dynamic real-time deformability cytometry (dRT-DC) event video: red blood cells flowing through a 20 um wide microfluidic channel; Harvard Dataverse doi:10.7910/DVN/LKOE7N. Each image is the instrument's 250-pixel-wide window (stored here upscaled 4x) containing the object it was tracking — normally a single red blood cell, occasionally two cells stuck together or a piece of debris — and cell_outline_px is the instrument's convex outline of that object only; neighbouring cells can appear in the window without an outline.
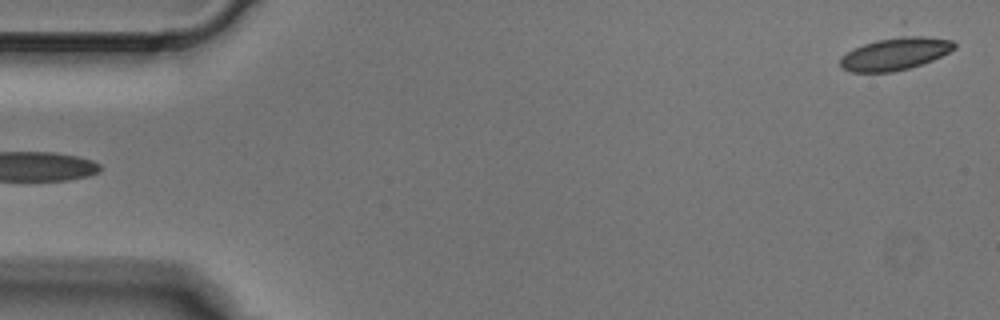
{"species": "Egyptian fruit bat (a non-hibernating species)", "species_latin": "Rousettus aegyptiacus", "temperature_condition": "cold", "stored_images_in_passage": 2, "segment_of_instrument_passage": [2, 2], "camera_frame_rate_fps": 3000, "um_per_image_px": 0.085, "animal": {"sex": "male"}, "frame": {"image": 1, "passage_image": 2, "time_ms": 0.333, "image_size_px": [1000, 320], "cell_outline_px": [[956, 48], [932, 60], [908, 68], [892, 72], [848, 72], [840, 68], [840, 60], [848, 52], [864, 44], [876, 40], [908, 32], [912, 32], [952, 40], [956, 44]], "centroid_in_image_um": [76.14, 4.51], "position_along_channel_um": 8.9, "area_um2": 22.2}}